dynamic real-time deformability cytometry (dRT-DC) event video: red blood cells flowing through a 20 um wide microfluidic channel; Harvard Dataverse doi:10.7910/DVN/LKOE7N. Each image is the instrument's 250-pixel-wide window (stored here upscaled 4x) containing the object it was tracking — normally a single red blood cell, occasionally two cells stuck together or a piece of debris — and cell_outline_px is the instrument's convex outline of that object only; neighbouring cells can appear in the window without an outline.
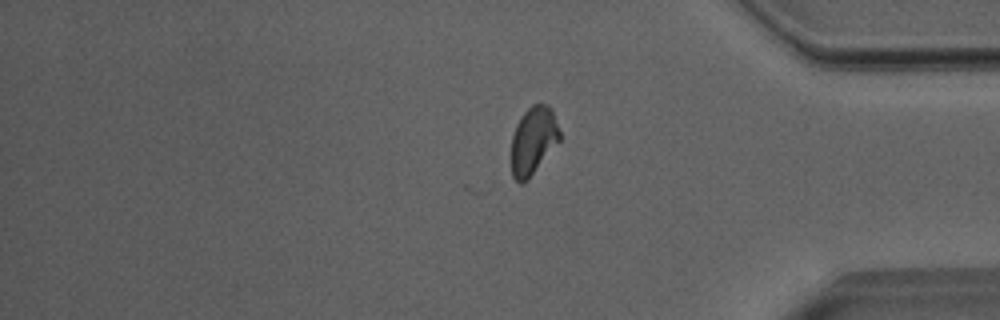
{"species": "Egyptian fruit bat (a non-hibernating species)", "species_latin": "Rousettus aegyptiacus", "temperature_condition": "room temperature", "stored_images_in_passage": 31, "camera_frame_rate_fps": 3000, "um_per_image_px": 0.085, "animal": {"sex": "male"}, "frame": {"image": 1, "passage_image": 31, "time_ms": 10.0, "image_size_px": [1000, 320], "cell_outline_px": [[560, 140], [528, 180], [520, 184], [512, 176], [512, 136], [516, 124], [520, 116], [532, 104], [548, 104], [552, 108], [560, 132]], "centroid_in_image_um": [45.33, 11.93], "position_along_channel_um": 389.9, "area_um2": 19.13}, "authors_computed_cell_mechanics": {"area_um2": 19.652, "velocity_mm_per_s": 4.0029, "shape_relaxation_time_tau1_ms": 10.0566, "shape_relaxation_time_tau2_ms": 1.1789, "deformation_change_tau1": 0.1584, "deformation_change_tau2": 0.0883}}